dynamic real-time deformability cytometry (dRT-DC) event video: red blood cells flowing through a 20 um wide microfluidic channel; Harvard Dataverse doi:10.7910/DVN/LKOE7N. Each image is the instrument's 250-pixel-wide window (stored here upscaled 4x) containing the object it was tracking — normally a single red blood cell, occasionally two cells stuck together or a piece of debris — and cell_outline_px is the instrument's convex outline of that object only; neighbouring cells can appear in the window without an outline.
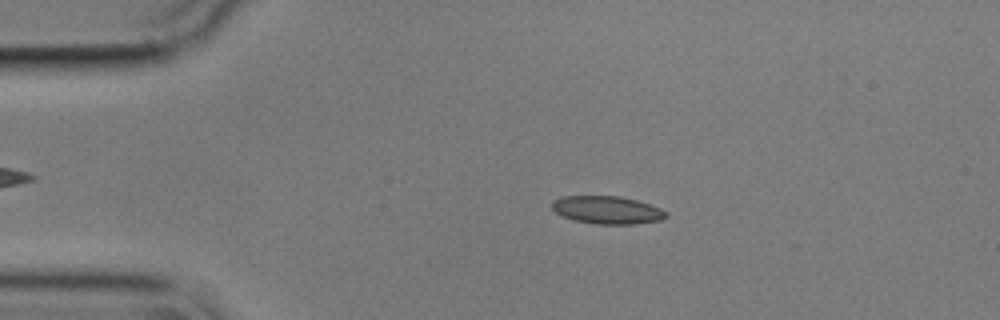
{"species": "common noctule bat (a hibernating species)", "species_latin": "Nyctalus noctula", "temperature_condition": "cold", "stored_images_in_passage": 56, "camera_frame_rate_fps": 3000, "um_per_image_px": 0.085, "animal": {"sex": "male", "body_mass_g": 17.9}, "frame": {"image": 1, "passage_image": 11, "time_ms": 3.333, "image_size_px": [1000, 320], "cell_outline_px": [[668, 216], [660, 220], [636, 224], [596, 224], [572, 220], [556, 212], [552, 208], [552, 200], [564, 196], [620, 196], [636, 200], [660, 208], [668, 212]], "centroid_in_image_um": [51.61, 17.85], "position_along_channel_um": 33.4, "area_um2": 18.5}}
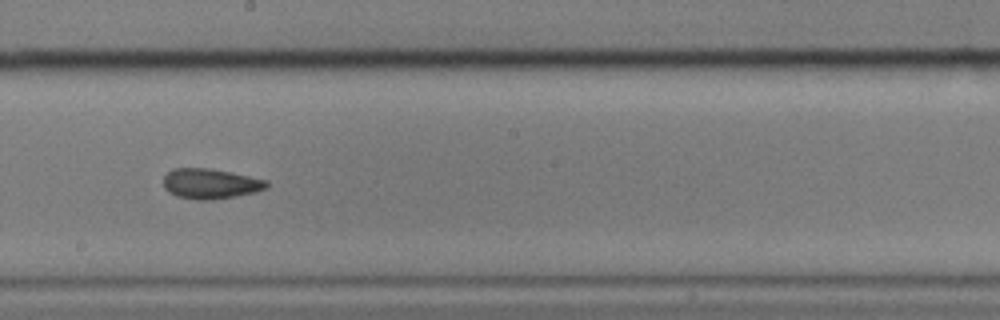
{"frame": {"image": 2, "passage_image": 31, "time_ms": 10.0, "image_size_px": [1000, 320], "cell_outline_px": [[268, 188], [256, 192], [236, 196], [212, 200], [196, 200], [176, 196], [168, 192], [164, 188], [164, 176], [172, 168], [208, 168], [268, 180]], "centroid_in_image_um": [17.88, 15.62], "position_along_channel_um": 230.3, "area_um2": 18.21}}
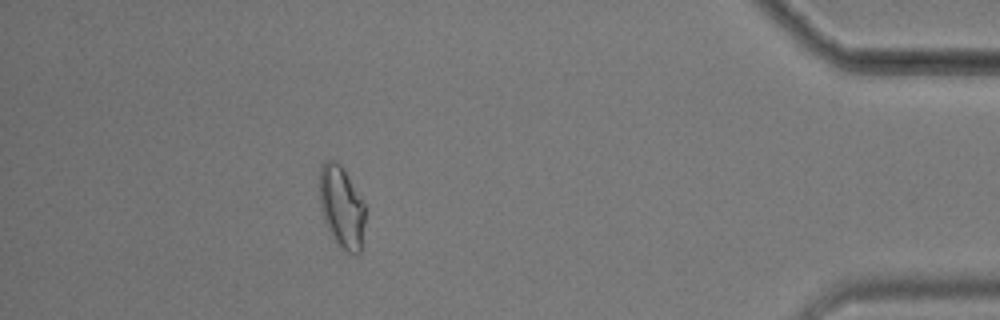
{"frame": {"image": 3, "passage_image": 50, "time_ms": 16.333, "image_size_px": [1000, 320], "cell_outline_px": [[364, 224], [360, 252], [356, 256], [340, 248], [336, 244], [324, 220], [320, 208], [320, 164], [324, 160], [336, 160], [340, 164], [364, 204]], "centroid_in_image_um": [29.01, 17.61], "position_along_channel_um": 406.2, "area_um2": 21.62}, "authors_computed_cell_mechanics": {"area_um2": 18.4671, "velocity_mm_per_s": 3.5476, "shape_relaxation_time_tau1_ms": 5.8791, "shape_relaxation_time_tau2_ms": 2.4292, "deformation_change_tau1": 0.1514, "deformation_change_tau2": 0.0931}}